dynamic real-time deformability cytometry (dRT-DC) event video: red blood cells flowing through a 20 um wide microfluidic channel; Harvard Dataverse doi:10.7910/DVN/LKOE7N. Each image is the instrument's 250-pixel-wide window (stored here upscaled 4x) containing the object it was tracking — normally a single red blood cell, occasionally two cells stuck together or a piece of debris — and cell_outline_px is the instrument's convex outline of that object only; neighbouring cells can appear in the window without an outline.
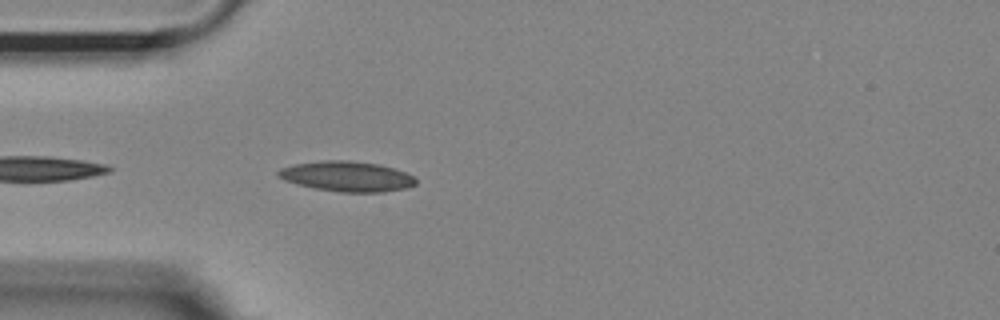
{"species": "Egyptian fruit bat (a non-hibernating species)", "species_latin": "Rousettus aegyptiacus", "temperature_condition": "room temperature", "stored_images_in_passage": 7, "camera_frame_rate_fps": 3000, "um_per_image_px": 0.085, "animal": {"sex": "female"}, "frame": {"image": 1, "passage_image": 2, "time_ms": 0.333, "image_size_px": [1000, 320], "cell_outline_px": [[416, 184], [404, 188], [384, 192], [340, 192], [316, 188], [296, 184], [284, 180], [276, 176], [276, 172], [280, 168], [292, 164], [320, 160], [348, 160], [376, 164], [392, 168], [404, 172], [412, 176], [416, 180]], "centroid_in_image_um": [29.41, 14.98], "position_along_channel_um": 55.6, "area_um2": 24.16}}